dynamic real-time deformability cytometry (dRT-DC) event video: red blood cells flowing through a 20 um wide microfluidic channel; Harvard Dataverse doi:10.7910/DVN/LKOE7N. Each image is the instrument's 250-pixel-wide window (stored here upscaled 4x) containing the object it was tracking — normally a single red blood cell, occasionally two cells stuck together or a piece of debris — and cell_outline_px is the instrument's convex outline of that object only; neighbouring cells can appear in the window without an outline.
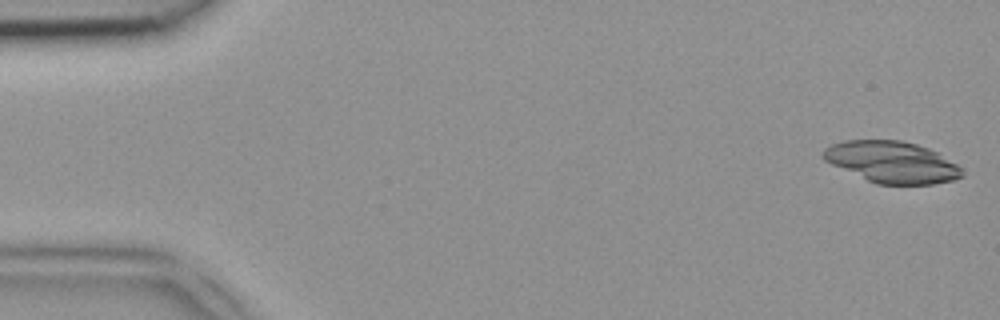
{"species": "common noctule bat (a hibernating species)", "species_latin": "Nyctalus noctula", "temperature_condition": "room temperature", "stored_images_in_passage": 47, "camera_frame_rate_fps": 3000, "um_per_image_px": 0.085, "animal": {"sex": "female", "body_mass_g": 18.4}, "frame": {"image": 1, "passage_image": 1, "time_ms": 0.0, "image_size_px": [1000, 320], "cell_outline_px": [[964, 176], [952, 180], [932, 184], [876, 184], [832, 164], [824, 160], [820, 156], [824, 148], [832, 144], [844, 140], [900, 140], [916, 144], [928, 148], [936, 152], [964, 168]], "centroid_in_image_um": [75.82, 13.77], "position_along_channel_um": 9.2, "area_um2": 33.52}}
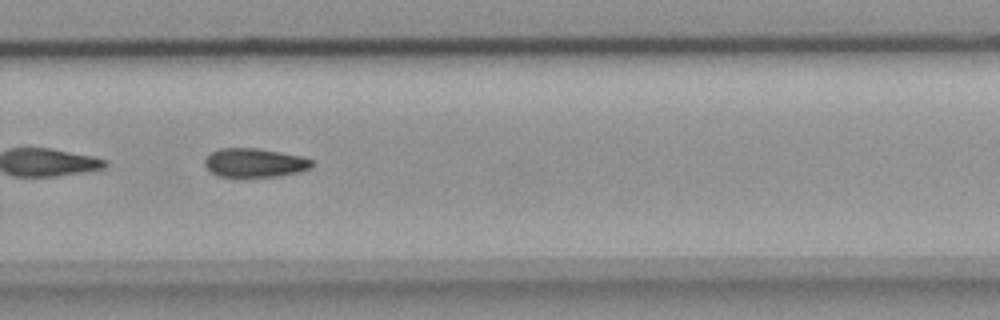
{"frame": {"image": 2, "passage_image": 32, "time_ms": 10.333, "image_size_px": [1000, 320], "cell_outline_px": [[316, 164], [312, 168], [300, 172], [276, 176], [220, 176], [212, 172], [204, 164], [204, 160], [212, 152], [220, 148], [256, 148], [280, 152], [300, 156], [312, 160]], "centroid_in_image_um": [21.7, 13.83], "position_along_channel_um": 308.1, "area_um2": 17.86}}
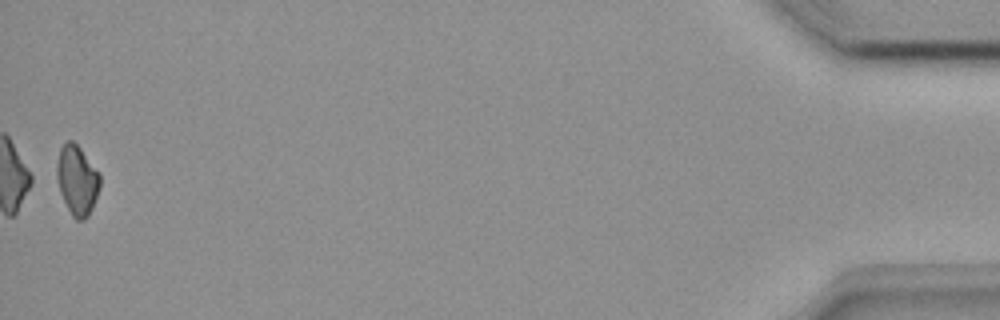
{"frame": {"image": 3, "passage_image": 47, "time_ms": 15.333, "image_size_px": [1000, 320], "cell_outline_px": [[100, 188], [92, 208], [88, 216], [84, 220], [76, 220], [72, 216], [60, 192], [56, 176], [56, 164], [60, 148], [68, 140], [72, 140], [80, 148], [100, 172]], "centroid_in_image_um": [6.56, 15.31], "position_along_channel_um": 428.6, "area_um2": 17.57}}